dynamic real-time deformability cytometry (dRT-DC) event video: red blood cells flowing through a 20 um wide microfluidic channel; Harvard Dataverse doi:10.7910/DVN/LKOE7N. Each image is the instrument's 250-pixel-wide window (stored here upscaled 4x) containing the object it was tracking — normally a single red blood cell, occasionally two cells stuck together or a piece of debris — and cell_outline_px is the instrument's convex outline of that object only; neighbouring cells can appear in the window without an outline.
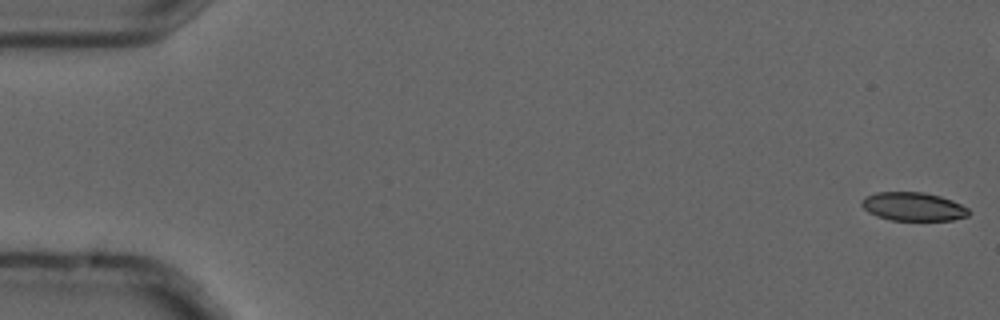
{"species": "common noctule bat (a hibernating species)", "species_latin": "Nyctalus noctula", "temperature_condition": "cold", "stored_images_in_passage": 6, "camera_frame_rate_fps": 3000, "um_per_image_px": 0.085, "animal": {"sex": "male", "forearm_length_mm": 52.5}, "frame": {"image": 1, "passage_image": 1, "time_ms": 0.0, "image_size_px": [1000, 320], "cell_outline_px": [[972, 212], [968, 216], [952, 220], [892, 220], [876, 216], [868, 212], [860, 204], [860, 200], [864, 196], [876, 192], [924, 192], [940, 196], [952, 200], [968, 208]], "centroid_in_image_um": [77.61, 17.55], "position_along_channel_um": 7.4, "area_um2": 17.98}}